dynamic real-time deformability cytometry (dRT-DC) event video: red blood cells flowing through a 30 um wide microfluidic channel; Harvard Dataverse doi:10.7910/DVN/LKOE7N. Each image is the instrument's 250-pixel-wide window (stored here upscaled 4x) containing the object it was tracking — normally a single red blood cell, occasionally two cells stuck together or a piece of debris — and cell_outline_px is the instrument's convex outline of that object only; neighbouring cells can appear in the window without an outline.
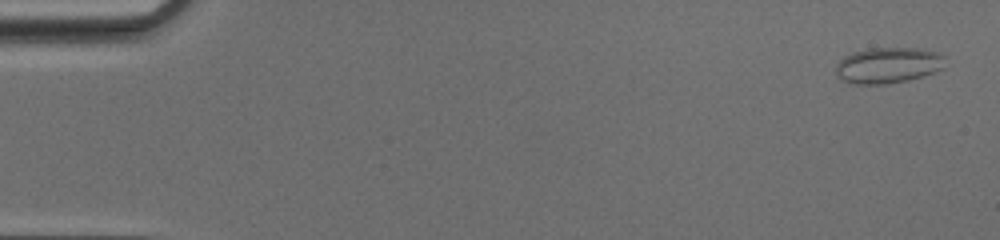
{"species": "common noctule bat (a hibernating species)", "species_latin": "Nyctalus noctula", "temperature_condition": "cold", "stored_images_in_passage": 49, "camera_frame_rate_fps": 3000, "um_per_image_px": 0.085, "animal": {"sex": "female", "body_mass_g": 17.0, "forearm_length_mm": 48.0}, "frame": {"image": 1, "passage_image": 2, "time_ms": 0.333, "image_size_px": [1000, 240], "cell_outline_px": [[944, 56], [940, 68], [932, 72], [920, 76], [888, 84], [856, 84], [844, 80], [836, 72], [836, 64], [844, 56], [852, 52], [872, 48], [916, 48], [936, 52]], "centroid_in_image_um": [75.42, 5.54], "position_along_channel_um": 9.6, "area_um2": 22.25}}
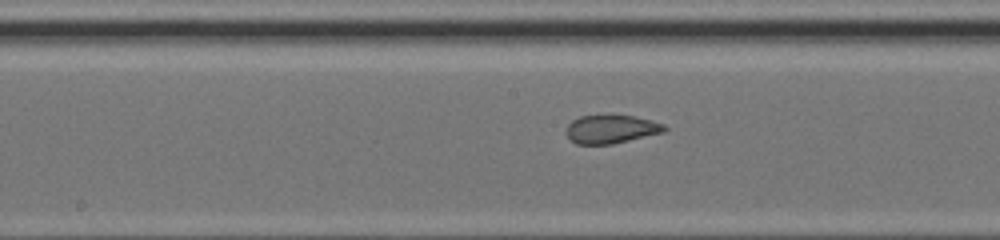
{"frame": {"image": 2, "passage_image": 26, "time_ms": 8.333, "image_size_px": [1000, 240], "cell_outline_px": [[668, 128], [664, 132], [612, 144], [576, 144], [568, 136], [568, 124], [572, 120], [580, 116], [636, 116], [652, 120], [664, 124]], "centroid_in_image_um": [51.99, 10.98], "position_along_channel_um": 196.2, "area_um2": 16.01}}
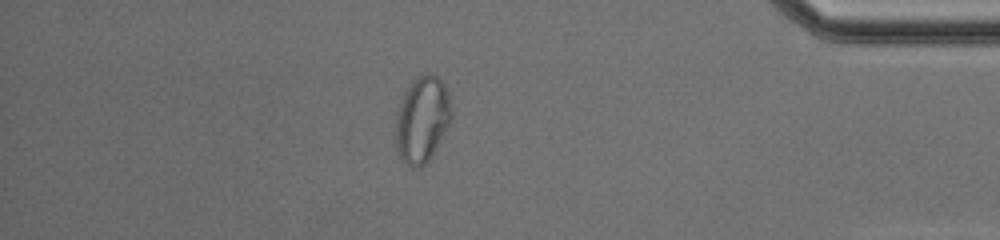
{"frame": {"image": 3, "passage_image": 43, "time_ms": 14.0, "image_size_px": [1000, 240], "cell_outline_px": [[452, 116], [448, 124], [428, 160], [424, 164], [416, 168], [412, 168], [400, 156], [396, 148], [396, 116], [400, 104], [408, 88], [420, 76], [428, 72], [436, 76], [444, 84], [448, 92], [452, 112]], "centroid_in_image_um": [35.88, 10.15], "position_along_channel_um": 399.3, "area_um2": 27.05}}